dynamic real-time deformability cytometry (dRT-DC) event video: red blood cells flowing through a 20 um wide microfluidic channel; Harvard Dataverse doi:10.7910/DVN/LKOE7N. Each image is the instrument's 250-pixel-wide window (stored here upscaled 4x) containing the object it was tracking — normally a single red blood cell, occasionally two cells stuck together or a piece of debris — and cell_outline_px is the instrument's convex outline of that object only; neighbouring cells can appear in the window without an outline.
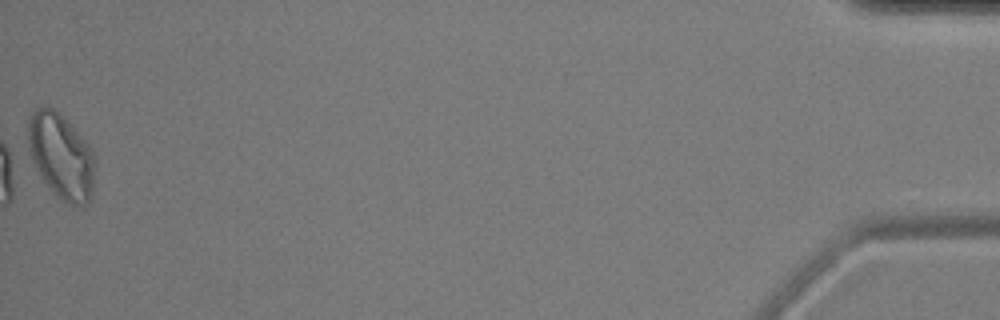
{"species": "common noctule bat (a hibernating species)", "species_latin": "Nyctalus noctula", "temperature_condition": "cold", "stored_images_in_passage": 40, "camera_frame_rate_fps": 3000, "um_per_image_px": 0.085, "animal": {"sex": "male", "body_mass_g": 17.9, "forearm_length_mm": 54.2}, "frame": {"image": 1, "passage_image": 40, "time_ms": 13.0, "image_size_px": [1000, 320], "cell_outline_px": [[96, 164], [92, 192], [84, 208], [68, 204], [56, 196], [52, 192], [40, 176], [24, 148], [28, 116], [36, 108], [52, 108], [60, 112], [92, 148]], "centroid_in_image_um": [5.15, 13.27], "position_along_channel_um": 430.1, "area_um2": 34.45}, "authors_computed_cell_mechanics": {"area_um2": 21.2415, "velocity_mm_per_s": 3.5635, "shape_relaxation_time_tau1_ms": null, "shape_relaxation_time_tau2_ms": 6.3526, "deformation_change_tau1": null, "deformation_change_tau2": 0.1405}}